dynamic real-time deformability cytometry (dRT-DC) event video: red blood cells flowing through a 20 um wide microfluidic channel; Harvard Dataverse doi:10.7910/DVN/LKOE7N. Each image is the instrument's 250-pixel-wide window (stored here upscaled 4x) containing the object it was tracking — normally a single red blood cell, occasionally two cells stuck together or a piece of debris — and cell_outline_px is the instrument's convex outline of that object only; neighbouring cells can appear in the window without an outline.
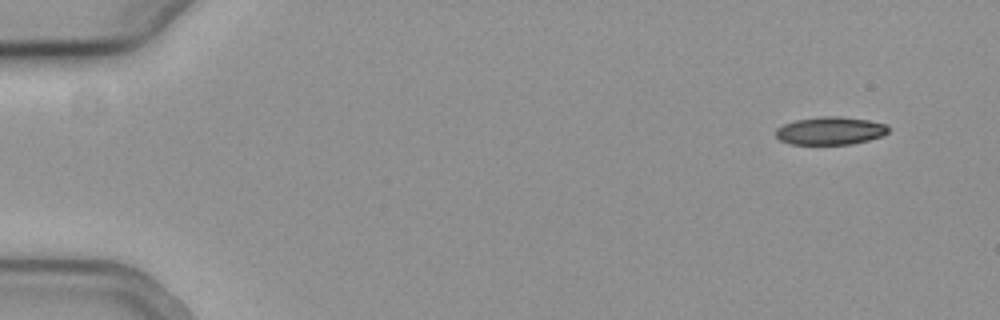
{"species": "common noctule bat (a hibernating species)", "species_latin": "Nyctalus noctula", "temperature_condition": "cold", "stored_images_in_passage": 52, "camera_frame_rate_fps": 3000, "um_per_image_px": 0.085, "animal": {"sex": "female", "body_mass_g": 19.3, "forearm_length_mm": 54.1}, "frame": {"image": 1, "passage_image": 1, "time_ms": 0.0, "image_size_px": [1000, 320], "cell_outline_px": [[888, 132], [880, 136], [868, 140], [852, 144], [792, 144], [780, 140], [776, 136], [776, 128], [784, 124], [796, 120], [820, 116], [840, 116], [868, 120], [888, 124]], "centroid_in_image_um": [70.57, 11.11], "position_along_channel_um": 14.4, "area_um2": 18.26}}
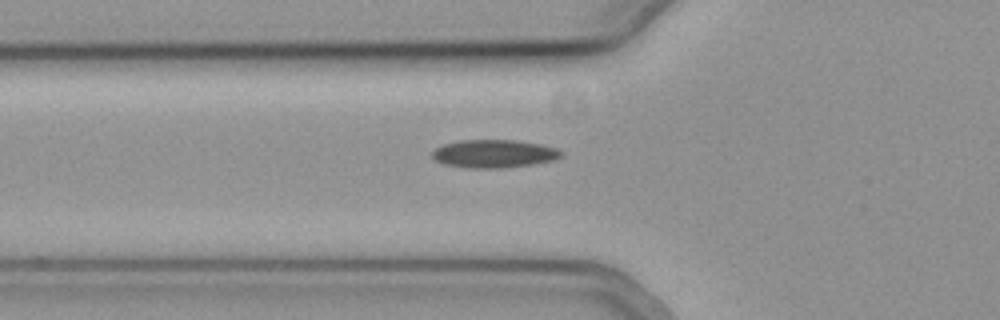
{"frame": {"image": 2, "passage_image": 17, "time_ms": 5.333, "image_size_px": [1000, 320], "cell_outline_px": [[560, 156], [552, 160], [532, 164], [504, 168], [464, 168], [444, 164], [436, 160], [432, 156], [432, 152], [436, 148], [444, 144], [460, 140], [516, 140], [540, 144], [556, 148], [560, 152]], "centroid_in_image_um": [41.94, 13.07], "position_along_channel_um": 83.9, "area_um2": 20.92}}
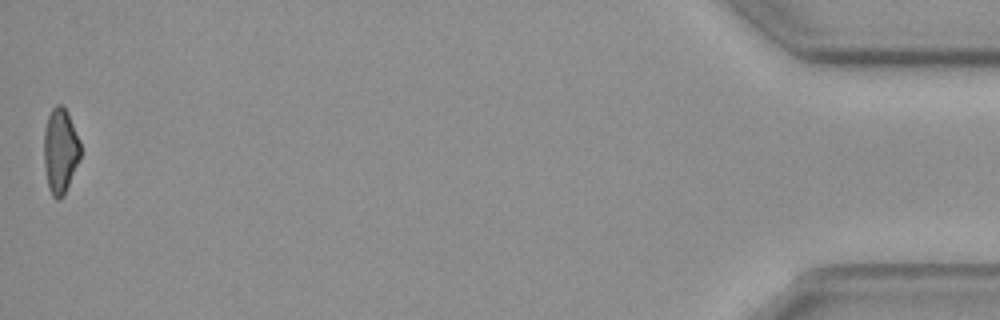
{"frame": {"image": 3, "passage_image": 52, "time_ms": 17.0, "image_size_px": [1000, 320], "cell_outline_px": [[80, 156], [64, 196], [60, 200], [56, 200], [52, 196], [48, 188], [44, 164], [44, 132], [48, 116], [52, 108], [56, 104], [64, 104], [68, 112], [80, 140]], "centroid_in_image_um": [5.12, 12.81], "position_along_channel_um": 430.1, "area_um2": 18.26}}